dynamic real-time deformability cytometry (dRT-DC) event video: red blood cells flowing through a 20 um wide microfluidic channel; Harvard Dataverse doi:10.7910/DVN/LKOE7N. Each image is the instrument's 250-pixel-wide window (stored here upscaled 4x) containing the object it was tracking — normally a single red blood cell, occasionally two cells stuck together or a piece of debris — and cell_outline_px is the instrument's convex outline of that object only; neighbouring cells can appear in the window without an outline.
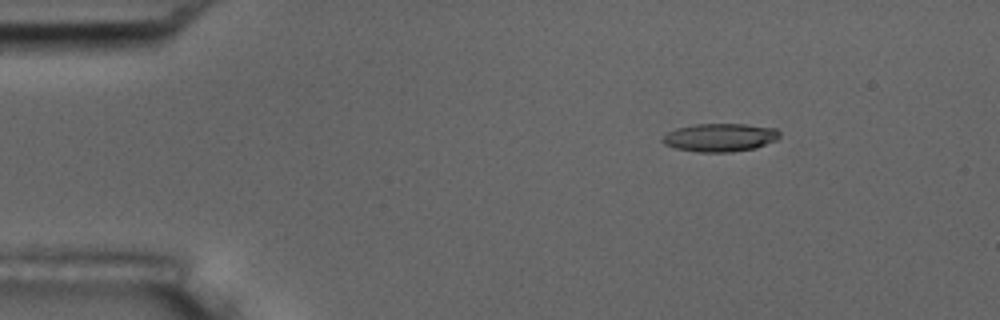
{"species": "common noctule bat (a hibernating species)", "species_latin": "Nyctalus noctula", "temperature_condition": "room temperature", "stored_images_in_passage": 5, "camera_frame_rate_fps": 3000, "um_per_image_px": 0.085, "animal": {"sex": "male", "body_mass_g": 17.5, "forearm_length_mm": 52.3}, "frame": {"image": 1, "passage_image": 2, "time_ms": 1.333, "image_size_px": [1000, 320], "cell_outline_px": [[780, 136], [776, 140], [756, 148], [732, 152], [696, 152], [676, 148], [664, 144], [660, 140], [668, 132], [676, 128], [696, 124], [744, 124], [776, 128], [780, 132]], "centroid_in_image_um": [61.21, 11.69], "position_along_channel_um": 23.8, "area_um2": 19.31}}
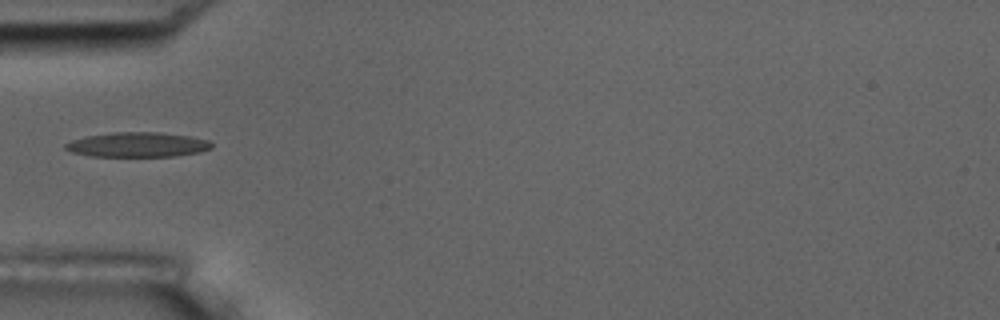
{"frame": {"image": 2, "passage_image": 5, "time_ms": 4.667, "image_size_px": [1000, 320], "cell_outline_px": [[212, 148], [200, 152], [176, 156], [92, 156], [72, 152], [64, 148], [64, 144], [72, 140], [84, 136], [112, 132], [160, 132], [192, 136], [208, 140], [212, 144]], "centroid_in_image_um": [11.7, 12.29], "position_along_channel_um": 73.3, "area_um2": 21.21}}